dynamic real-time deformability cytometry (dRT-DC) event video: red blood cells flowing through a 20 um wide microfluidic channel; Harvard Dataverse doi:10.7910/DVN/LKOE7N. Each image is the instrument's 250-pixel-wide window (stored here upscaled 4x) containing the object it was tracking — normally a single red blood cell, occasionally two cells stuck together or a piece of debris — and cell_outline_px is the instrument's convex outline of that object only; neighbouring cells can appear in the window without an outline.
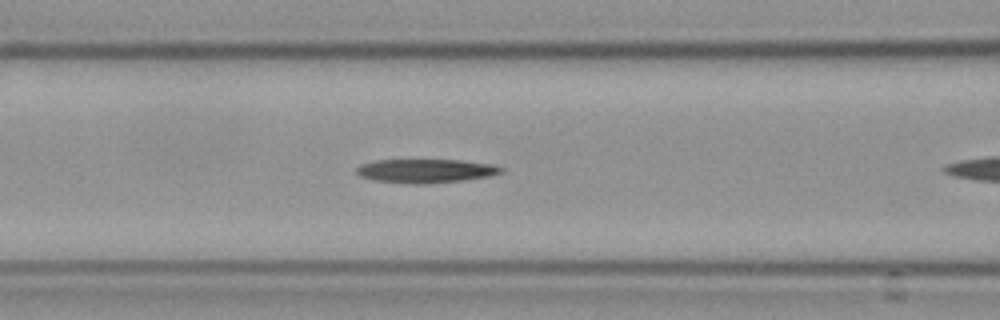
{"species": "Egyptian fruit bat (a non-hibernating species)", "species_latin": "Rousettus aegyptiacus", "temperature_condition": "cold", "stored_images_in_passage": 10, "camera_frame_rate_fps": 3000, "um_per_image_px": 0.085, "frame": {"image": 1, "passage_image": 9, "time_ms": 2.667, "image_size_px": [1000, 320], "cell_outline_px": [[504, 172], [488, 176], [464, 180], [424, 184], [416, 184], [376, 180], [360, 176], [356, 172], [356, 168], [360, 164], [376, 160], [460, 160], [492, 164], [504, 168]], "centroid_in_image_um": [36.2, 14.52], "position_along_channel_um": 130.4, "area_um2": 19.94}}